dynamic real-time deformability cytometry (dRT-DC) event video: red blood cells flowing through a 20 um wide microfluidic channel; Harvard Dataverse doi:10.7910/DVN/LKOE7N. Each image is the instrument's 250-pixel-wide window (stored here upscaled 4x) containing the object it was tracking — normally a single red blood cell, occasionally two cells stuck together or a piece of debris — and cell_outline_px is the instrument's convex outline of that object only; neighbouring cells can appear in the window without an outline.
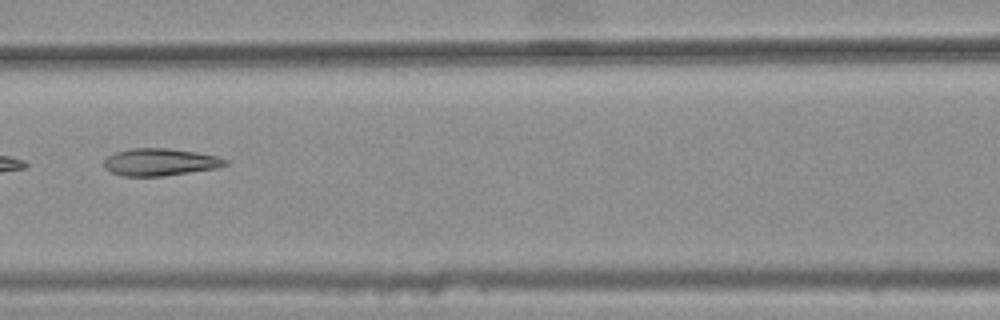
{"species": "common noctule bat (a hibernating species)", "species_latin": "Nyctalus noctula", "temperature_condition": "warm", "stored_images_in_passage": 6, "camera_frame_rate_fps": 3000, "um_per_image_px": 0.085, "animal": {"sex": "female", "body_mass_g": 25.1}, "frame": {"image": 1, "passage_image": 6, "time_ms": 1.667, "image_size_px": [1000, 320], "cell_outline_px": [[228, 164], [216, 168], [160, 176], [124, 176], [112, 172], [104, 168], [104, 160], [108, 156], [116, 152], [132, 148], [168, 148], [196, 152], [216, 156], [228, 160]], "centroid_in_image_um": [13.59, 13.77], "position_along_channel_um": 153.0, "area_um2": 19.07}}